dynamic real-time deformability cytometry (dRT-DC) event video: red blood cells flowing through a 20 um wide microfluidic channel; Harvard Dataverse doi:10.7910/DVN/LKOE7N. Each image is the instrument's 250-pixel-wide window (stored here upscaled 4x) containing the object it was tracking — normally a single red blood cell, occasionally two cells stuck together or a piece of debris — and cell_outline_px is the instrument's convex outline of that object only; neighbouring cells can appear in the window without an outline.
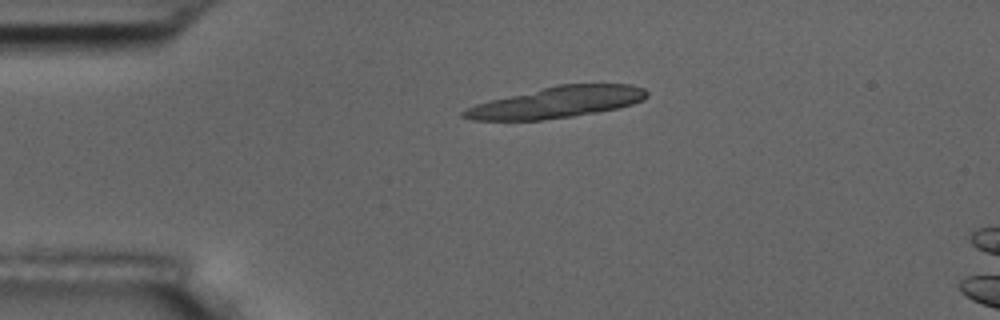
{"species": "common noctule bat (a hibernating species)", "species_latin": "Nyctalus noctula", "temperature_condition": "room temperature", "stored_images_in_passage": 3, "camera_frame_rate_fps": 3000, "um_per_image_px": 0.085, "animal": {"sex": "male", "body_mass_g": 17.5, "forearm_length_mm": 52.3}, "frame": {"image": 1, "passage_image": 1, "time_ms": 0.0, "image_size_px": [1000, 320], "cell_outline_px": [[648, 96], [644, 100], [632, 104], [616, 108], [596, 112], [572, 116], [540, 120], [472, 120], [460, 116], [460, 112], [476, 104], [488, 100], [556, 84], [632, 84], [644, 88], [648, 92]], "centroid_in_image_um": [47.32, 8.68], "position_along_channel_um": 37.7, "area_um2": 33.35}}